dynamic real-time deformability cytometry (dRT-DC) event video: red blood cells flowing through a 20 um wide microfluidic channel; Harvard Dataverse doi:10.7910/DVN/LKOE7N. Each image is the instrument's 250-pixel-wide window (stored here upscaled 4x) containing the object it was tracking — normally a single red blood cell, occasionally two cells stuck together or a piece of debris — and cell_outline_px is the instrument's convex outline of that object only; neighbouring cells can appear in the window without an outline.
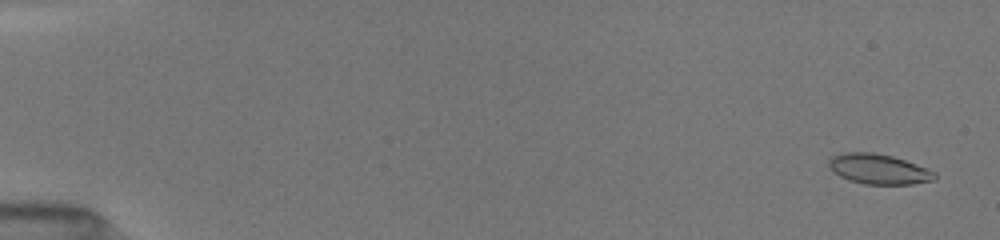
{"species": "common noctule bat (a hibernating species)", "species_latin": "Nyctalus noctula", "temperature_condition": "room temperature", "stored_images_in_passage": 26, "camera_frame_rate_fps": 3000, "um_per_image_px": 0.085, "animal": {"sex": "female", "body_mass_g": 19.5, "forearm_length_mm": 54.1}, "frame": {"image": 1, "passage_image": 2, "time_ms": 0.667, "image_size_px": [1000, 240], "cell_outline_px": [[936, 180], [912, 184], [864, 184], [848, 180], [832, 172], [828, 168], [828, 160], [832, 156], [844, 152], [872, 152], [892, 156], [928, 168], [936, 172]], "centroid_in_image_um": [74.67, 14.37], "position_along_channel_um": 10.3, "area_um2": 18.79}}
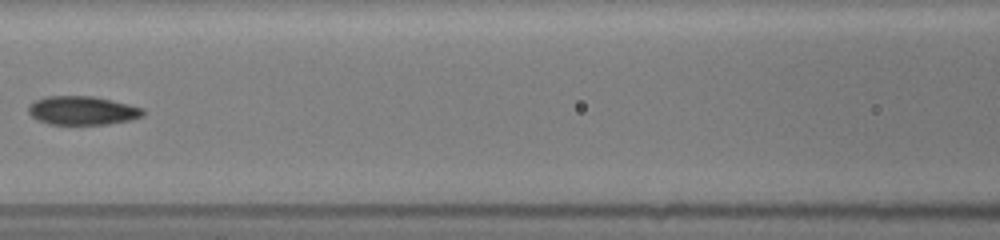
{"frame": {"image": 2, "passage_image": 12, "time_ms": 8.333, "image_size_px": [1000, 240], "cell_outline_px": [[144, 116], [132, 120], [108, 124], [48, 124], [32, 116], [28, 112], [28, 108], [36, 100], [44, 96], [92, 96], [112, 100], [144, 108]], "centroid_in_image_um": [7.05, 9.39], "position_along_channel_um": 159.6, "area_um2": 19.13}}
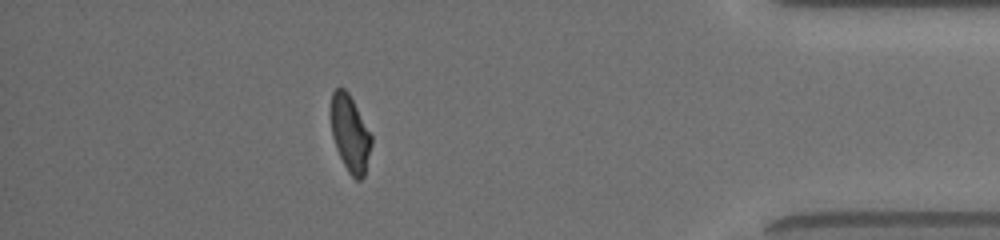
{"frame": {"image": 3, "passage_image": 23, "time_ms": 15.333, "image_size_px": [1000, 240], "cell_outline_px": [[372, 144], [364, 176], [360, 180], [356, 180], [348, 172], [336, 148], [332, 136], [332, 92], [336, 88], [344, 88], [348, 92], [372, 136]], "centroid_in_image_um": [29.77, 11.38], "position_along_channel_um": 405.4, "area_um2": 17.69}, "authors_computed_cell_mechanics": {"area_um2": 18.7272, "velocity_mm_per_s": 4.043, "shape_relaxation_time_tau1_ms": 5.7372, "shape_relaxation_time_tau2_ms": 1.3494, "deformation_change_tau1": 0.1503, "deformation_change_tau2": 0.0553}}